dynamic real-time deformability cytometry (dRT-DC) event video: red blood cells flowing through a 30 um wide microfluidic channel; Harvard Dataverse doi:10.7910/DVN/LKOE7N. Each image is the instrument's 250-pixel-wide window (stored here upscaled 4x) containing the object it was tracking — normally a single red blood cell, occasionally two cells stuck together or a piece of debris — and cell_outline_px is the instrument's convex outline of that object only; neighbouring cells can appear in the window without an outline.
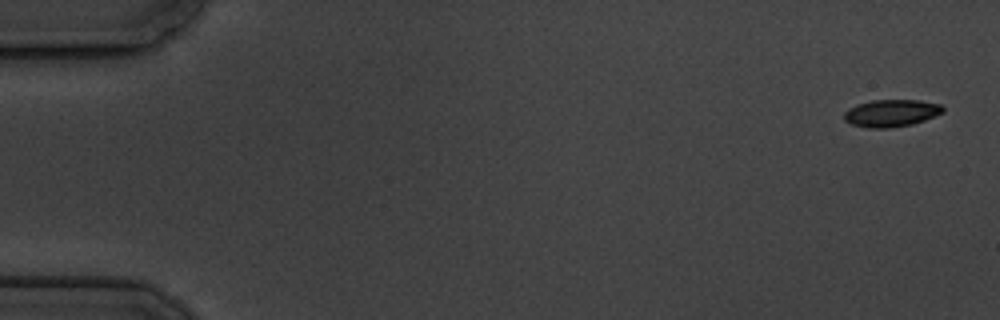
{"species": "common noctule bat (a hibernating species)", "species_latin": "Nyctalus noctula", "temperature_condition": "cold", "stored_images_in_passage": 10, "camera_frame_rate_fps": 3000, "um_per_image_px": 0.085, "animal": {"sex": "male", "body_mass_g": 19.5, "forearm_length_mm": 54.6}, "frame": {"image": 1, "passage_image": 1, "time_ms": 0.0, "image_size_px": [1000, 320], "cell_outline_px": [[944, 112], [924, 120], [912, 124], [888, 128], [868, 128], [852, 124], [844, 120], [844, 112], [848, 108], [856, 104], [872, 100], [920, 100], [940, 104], [944, 108]], "centroid_in_image_um": [75.74, 9.61], "position_along_channel_um": 9.3, "area_um2": 15.72}}
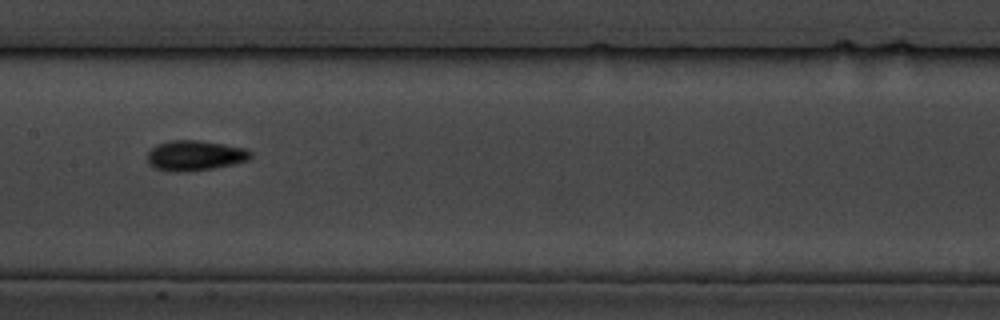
{"frame": {"image": 2, "passage_image": 9, "time_ms": 9.333, "image_size_px": [1000, 320], "cell_outline_px": [[252, 156], [248, 160], [232, 164], [212, 168], [156, 168], [148, 164], [148, 152], [156, 144], [168, 140], [200, 140], [248, 148], [252, 152]], "centroid_in_image_um": [16.64, 13.14], "position_along_channel_um": 190.8, "area_um2": 17.34}}
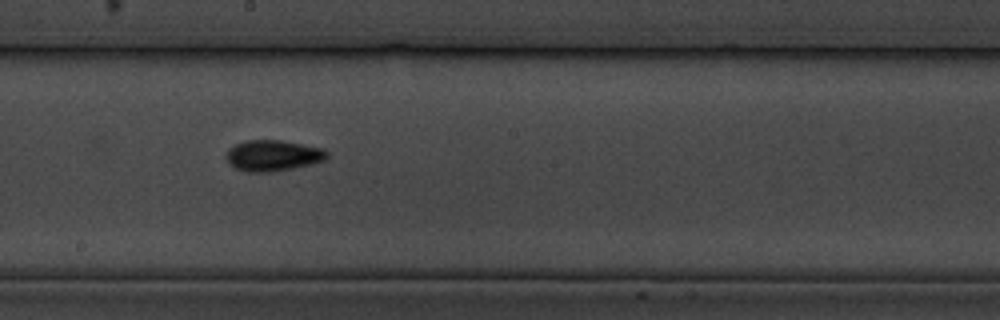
{"frame": {"image": 3, "passage_image": 10, "time_ms": 10.333, "image_size_px": [1000, 320], "cell_outline_px": [[328, 156], [324, 160], [292, 168], [268, 172], [248, 172], [236, 168], [228, 164], [224, 156], [228, 148], [236, 144], [248, 140], [280, 140], [324, 148], [328, 152]], "centroid_in_image_um": [23.15, 13.21], "position_along_channel_um": 225.0, "area_um2": 18.15}}